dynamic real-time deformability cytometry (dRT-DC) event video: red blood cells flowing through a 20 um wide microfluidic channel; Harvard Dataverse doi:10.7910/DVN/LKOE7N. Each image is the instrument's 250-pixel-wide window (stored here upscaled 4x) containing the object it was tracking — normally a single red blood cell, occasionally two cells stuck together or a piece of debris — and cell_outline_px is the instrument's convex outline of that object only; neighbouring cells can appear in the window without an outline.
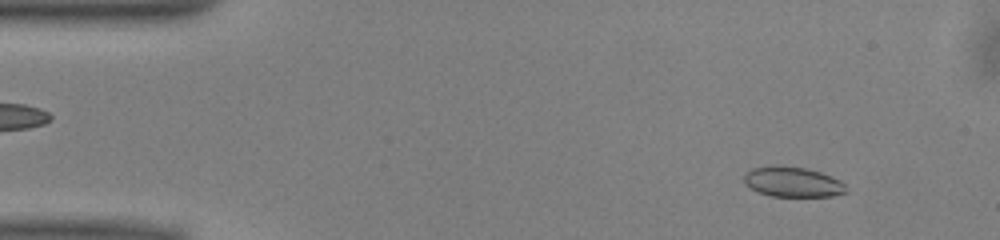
{"species": "common noctule bat (a hibernating species)", "species_latin": "Nyctalus noctula", "temperature_condition": "warm", "stored_images_in_passage": 47, "camera_frame_rate_fps": 3000, "um_per_image_px": 0.085, "animal": {"sex": "male", "body_mass_g": 13.0, "forearm_length_mm": 53.1}, "frame": {"image": 1, "passage_image": 2, "time_ms": 0.333, "image_size_px": [1000, 240], "cell_outline_px": [[848, 192], [832, 196], [772, 196], [756, 192], [744, 180], [744, 172], [752, 168], [776, 164], [804, 168], [820, 172], [840, 180], [844, 184]], "centroid_in_image_um": [67.36, 15.45], "position_along_channel_um": 17.6, "area_um2": 17.98}}
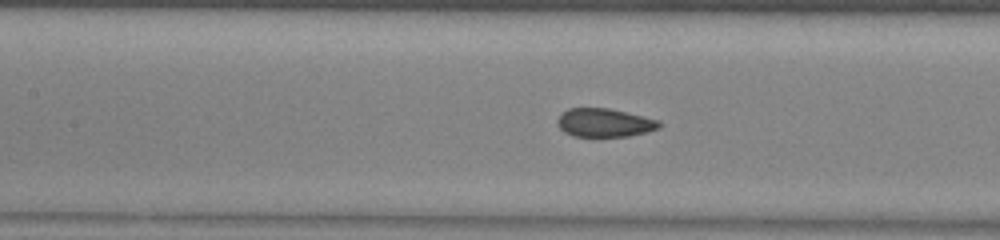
{"frame": {"image": 2, "passage_image": 19, "time_ms": 6.0, "image_size_px": [1000, 240], "cell_outline_px": [[664, 124], [660, 128], [648, 132], [628, 136], [572, 136], [564, 132], [560, 128], [556, 120], [568, 108], [608, 108], [660, 120]], "centroid_in_image_um": [51.43, 10.43], "position_along_channel_um": 156.0, "area_um2": 16.94}}
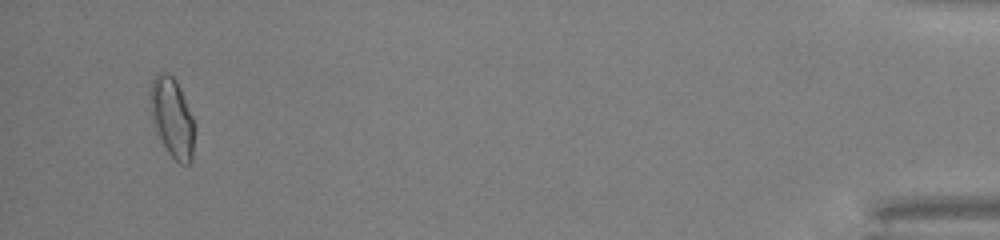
{"frame": {"image": 3, "passage_image": 45, "time_ms": 14.667, "image_size_px": [1000, 240], "cell_outline_px": [[196, 128], [192, 160], [188, 164], [180, 164], [168, 152], [152, 124], [148, 92], [152, 80], [156, 72], [168, 72], [176, 80], [180, 88], [196, 124]], "centroid_in_image_um": [14.63, 9.97], "position_along_channel_um": 420.6, "area_um2": 21.1}, "authors_computed_cell_mechanics": {"area_um2": 18.0336, "velocity_mm_per_s": 4.0498, "shape_relaxation_time_tau1_ms": 8.744, "shape_relaxation_time_tau2_ms": null, "deformation_change_tau1": 0.1627, "deformation_change_tau2": null}}